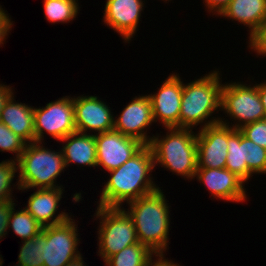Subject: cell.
<instances>
[{
  "instance_id": "ba28073f",
  "label": "cell",
  "mask_w": 266,
  "mask_h": 266,
  "mask_svg": "<svg viewBox=\"0 0 266 266\" xmlns=\"http://www.w3.org/2000/svg\"><path fill=\"white\" fill-rule=\"evenodd\" d=\"M34 132L35 142H43L44 132L58 141L77 132L73 97L65 96L45 107L34 108Z\"/></svg>"
},
{
  "instance_id": "d4e9b609",
  "label": "cell",
  "mask_w": 266,
  "mask_h": 266,
  "mask_svg": "<svg viewBox=\"0 0 266 266\" xmlns=\"http://www.w3.org/2000/svg\"><path fill=\"white\" fill-rule=\"evenodd\" d=\"M22 243L18 263L15 266H43V246L46 244V236L41 232L38 236Z\"/></svg>"
},
{
  "instance_id": "cb8c5ba5",
  "label": "cell",
  "mask_w": 266,
  "mask_h": 266,
  "mask_svg": "<svg viewBox=\"0 0 266 266\" xmlns=\"http://www.w3.org/2000/svg\"><path fill=\"white\" fill-rule=\"evenodd\" d=\"M15 210L14 206L8 222V228H11L23 241L32 239L42 232L43 226L29 212L24 208L19 211L16 210V212Z\"/></svg>"
},
{
  "instance_id": "3957f363",
  "label": "cell",
  "mask_w": 266,
  "mask_h": 266,
  "mask_svg": "<svg viewBox=\"0 0 266 266\" xmlns=\"http://www.w3.org/2000/svg\"><path fill=\"white\" fill-rule=\"evenodd\" d=\"M220 79L219 71L213 70L190 83L185 84L182 81L179 128L193 129L200 124L202 126L200 130L219 122V116L218 118L210 116L215 111H220L223 86Z\"/></svg>"
},
{
  "instance_id": "7a4b0ae2",
  "label": "cell",
  "mask_w": 266,
  "mask_h": 266,
  "mask_svg": "<svg viewBox=\"0 0 266 266\" xmlns=\"http://www.w3.org/2000/svg\"><path fill=\"white\" fill-rule=\"evenodd\" d=\"M159 188L155 192L128 202L127 213L132 218L139 243L153 253L165 255L169 242L170 211L166 196Z\"/></svg>"
},
{
  "instance_id": "7c38bea8",
  "label": "cell",
  "mask_w": 266,
  "mask_h": 266,
  "mask_svg": "<svg viewBox=\"0 0 266 266\" xmlns=\"http://www.w3.org/2000/svg\"><path fill=\"white\" fill-rule=\"evenodd\" d=\"M197 168H225L228 124L220 122L200 129L197 134Z\"/></svg>"
},
{
  "instance_id": "484cf974",
  "label": "cell",
  "mask_w": 266,
  "mask_h": 266,
  "mask_svg": "<svg viewBox=\"0 0 266 266\" xmlns=\"http://www.w3.org/2000/svg\"><path fill=\"white\" fill-rule=\"evenodd\" d=\"M243 161L248 167V180L255 174H266V149L243 135ZM253 174V175H252Z\"/></svg>"
},
{
  "instance_id": "74e56055",
  "label": "cell",
  "mask_w": 266,
  "mask_h": 266,
  "mask_svg": "<svg viewBox=\"0 0 266 266\" xmlns=\"http://www.w3.org/2000/svg\"><path fill=\"white\" fill-rule=\"evenodd\" d=\"M1 257H0V266H2L3 265V259H2V255H0Z\"/></svg>"
},
{
  "instance_id": "5b68a950",
  "label": "cell",
  "mask_w": 266,
  "mask_h": 266,
  "mask_svg": "<svg viewBox=\"0 0 266 266\" xmlns=\"http://www.w3.org/2000/svg\"><path fill=\"white\" fill-rule=\"evenodd\" d=\"M17 162L19 173L17 189H42L63 187L56 179L65 170L62 150L58 152L45 148L42 142H31L20 155Z\"/></svg>"
},
{
  "instance_id": "1f68e13d",
  "label": "cell",
  "mask_w": 266,
  "mask_h": 266,
  "mask_svg": "<svg viewBox=\"0 0 266 266\" xmlns=\"http://www.w3.org/2000/svg\"><path fill=\"white\" fill-rule=\"evenodd\" d=\"M5 12L6 11L0 6V46H2L1 44L6 40V36H8L13 26V22Z\"/></svg>"
},
{
  "instance_id": "6da1fadb",
  "label": "cell",
  "mask_w": 266,
  "mask_h": 266,
  "mask_svg": "<svg viewBox=\"0 0 266 266\" xmlns=\"http://www.w3.org/2000/svg\"><path fill=\"white\" fill-rule=\"evenodd\" d=\"M154 156L149 145H144L136 154L115 170L101 191L98 206L122 207L130 202L149 195L160 187L150 177L154 170Z\"/></svg>"
},
{
  "instance_id": "7402d4cb",
  "label": "cell",
  "mask_w": 266,
  "mask_h": 266,
  "mask_svg": "<svg viewBox=\"0 0 266 266\" xmlns=\"http://www.w3.org/2000/svg\"><path fill=\"white\" fill-rule=\"evenodd\" d=\"M154 255L156 256L146 245L136 243L110 256L105 261V266H149Z\"/></svg>"
},
{
  "instance_id": "83f0119b",
  "label": "cell",
  "mask_w": 266,
  "mask_h": 266,
  "mask_svg": "<svg viewBox=\"0 0 266 266\" xmlns=\"http://www.w3.org/2000/svg\"><path fill=\"white\" fill-rule=\"evenodd\" d=\"M17 171V162L13 159L0 162V202L13 199L11 184Z\"/></svg>"
},
{
  "instance_id": "9c48e42d",
  "label": "cell",
  "mask_w": 266,
  "mask_h": 266,
  "mask_svg": "<svg viewBox=\"0 0 266 266\" xmlns=\"http://www.w3.org/2000/svg\"><path fill=\"white\" fill-rule=\"evenodd\" d=\"M77 228L72 218L64 223L42 228V233L46 236L43 266H65L81 256L77 250L80 243Z\"/></svg>"
},
{
  "instance_id": "8992f818",
  "label": "cell",
  "mask_w": 266,
  "mask_h": 266,
  "mask_svg": "<svg viewBox=\"0 0 266 266\" xmlns=\"http://www.w3.org/2000/svg\"><path fill=\"white\" fill-rule=\"evenodd\" d=\"M96 218L100 219L98 228V255L105 262L125 247L139 243L132 218L124 207L97 206Z\"/></svg>"
},
{
  "instance_id": "ac0fdd59",
  "label": "cell",
  "mask_w": 266,
  "mask_h": 266,
  "mask_svg": "<svg viewBox=\"0 0 266 266\" xmlns=\"http://www.w3.org/2000/svg\"><path fill=\"white\" fill-rule=\"evenodd\" d=\"M13 94L3 105L0 122L27 144L35 142L34 108L25 103H17Z\"/></svg>"
},
{
  "instance_id": "836d02e7",
  "label": "cell",
  "mask_w": 266,
  "mask_h": 266,
  "mask_svg": "<svg viewBox=\"0 0 266 266\" xmlns=\"http://www.w3.org/2000/svg\"><path fill=\"white\" fill-rule=\"evenodd\" d=\"M13 88L6 86V85H2L0 84V115L3 109V105L6 102V100L8 99V97L14 93Z\"/></svg>"
},
{
  "instance_id": "44dd1931",
  "label": "cell",
  "mask_w": 266,
  "mask_h": 266,
  "mask_svg": "<svg viewBox=\"0 0 266 266\" xmlns=\"http://www.w3.org/2000/svg\"><path fill=\"white\" fill-rule=\"evenodd\" d=\"M224 119L220 118L219 122L228 124V150L225 168L247 183L248 167L246 161H243V134L239 129L231 127L229 122Z\"/></svg>"
},
{
  "instance_id": "9a60e30c",
  "label": "cell",
  "mask_w": 266,
  "mask_h": 266,
  "mask_svg": "<svg viewBox=\"0 0 266 266\" xmlns=\"http://www.w3.org/2000/svg\"><path fill=\"white\" fill-rule=\"evenodd\" d=\"M144 0H106L103 22L130 42L138 31Z\"/></svg>"
},
{
  "instance_id": "f1b7e54d",
  "label": "cell",
  "mask_w": 266,
  "mask_h": 266,
  "mask_svg": "<svg viewBox=\"0 0 266 266\" xmlns=\"http://www.w3.org/2000/svg\"><path fill=\"white\" fill-rule=\"evenodd\" d=\"M239 130L246 138L266 149V119L244 125Z\"/></svg>"
},
{
  "instance_id": "277c9868",
  "label": "cell",
  "mask_w": 266,
  "mask_h": 266,
  "mask_svg": "<svg viewBox=\"0 0 266 266\" xmlns=\"http://www.w3.org/2000/svg\"><path fill=\"white\" fill-rule=\"evenodd\" d=\"M165 129L168 131L165 136L153 135L149 144L154 166L160 165L178 176L194 179L197 170V133L185 128Z\"/></svg>"
},
{
  "instance_id": "603a6c76",
  "label": "cell",
  "mask_w": 266,
  "mask_h": 266,
  "mask_svg": "<svg viewBox=\"0 0 266 266\" xmlns=\"http://www.w3.org/2000/svg\"><path fill=\"white\" fill-rule=\"evenodd\" d=\"M78 0H44L45 18L51 23H69L79 13Z\"/></svg>"
},
{
  "instance_id": "d590c367",
  "label": "cell",
  "mask_w": 266,
  "mask_h": 266,
  "mask_svg": "<svg viewBox=\"0 0 266 266\" xmlns=\"http://www.w3.org/2000/svg\"><path fill=\"white\" fill-rule=\"evenodd\" d=\"M258 92L261 99V103L266 113V82L258 84Z\"/></svg>"
},
{
  "instance_id": "5bb4252c",
  "label": "cell",
  "mask_w": 266,
  "mask_h": 266,
  "mask_svg": "<svg viewBox=\"0 0 266 266\" xmlns=\"http://www.w3.org/2000/svg\"><path fill=\"white\" fill-rule=\"evenodd\" d=\"M158 90L156 94H149L154 122L161 121L165 128H179L182 99V81L179 74L169 75Z\"/></svg>"
},
{
  "instance_id": "e0dca14e",
  "label": "cell",
  "mask_w": 266,
  "mask_h": 266,
  "mask_svg": "<svg viewBox=\"0 0 266 266\" xmlns=\"http://www.w3.org/2000/svg\"><path fill=\"white\" fill-rule=\"evenodd\" d=\"M64 187L36 189L28 198L25 210L43 227L58 225L71 218L68 213L58 214L59 202L62 198ZM57 212L58 215H55Z\"/></svg>"
},
{
  "instance_id": "4dcf8cb0",
  "label": "cell",
  "mask_w": 266,
  "mask_h": 266,
  "mask_svg": "<svg viewBox=\"0 0 266 266\" xmlns=\"http://www.w3.org/2000/svg\"><path fill=\"white\" fill-rule=\"evenodd\" d=\"M14 206L15 203L13 199H6L0 202V240L6 237L8 222Z\"/></svg>"
},
{
  "instance_id": "8d00e7d4",
  "label": "cell",
  "mask_w": 266,
  "mask_h": 266,
  "mask_svg": "<svg viewBox=\"0 0 266 266\" xmlns=\"http://www.w3.org/2000/svg\"><path fill=\"white\" fill-rule=\"evenodd\" d=\"M65 266H86L82 256H80L79 258H77L76 260H73L70 263H67Z\"/></svg>"
},
{
  "instance_id": "4316f807",
  "label": "cell",
  "mask_w": 266,
  "mask_h": 266,
  "mask_svg": "<svg viewBox=\"0 0 266 266\" xmlns=\"http://www.w3.org/2000/svg\"><path fill=\"white\" fill-rule=\"evenodd\" d=\"M26 142L15 135L5 124L0 122V152H11L16 154L14 161H17L26 147Z\"/></svg>"
},
{
  "instance_id": "8fae6325",
  "label": "cell",
  "mask_w": 266,
  "mask_h": 266,
  "mask_svg": "<svg viewBox=\"0 0 266 266\" xmlns=\"http://www.w3.org/2000/svg\"><path fill=\"white\" fill-rule=\"evenodd\" d=\"M154 123L152 102L149 95L135 96L130 103L114 118V130L123 135L134 137L144 145H149L152 136H147V127ZM146 129V131H145ZM145 131V132H144Z\"/></svg>"
},
{
  "instance_id": "f546056e",
  "label": "cell",
  "mask_w": 266,
  "mask_h": 266,
  "mask_svg": "<svg viewBox=\"0 0 266 266\" xmlns=\"http://www.w3.org/2000/svg\"><path fill=\"white\" fill-rule=\"evenodd\" d=\"M248 38L249 49H252L257 55L266 57V20Z\"/></svg>"
},
{
  "instance_id": "2e32d148",
  "label": "cell",
  "mask_w": 266,
  "mask_h": 266,
  "mask_svg": "<svg viewBox=\"0 0 266 266\" xmlns=\"http://www.w3.org/2000/svg\"><path fill=\"white\" fill-rule=\"evenodd\" d=\"M195 177L213 198L237 203L247 199L244 181L226 168H197Z\"/></svg>"
},
{
  "instance_id": "d6a6232c",
  "label": "cell",
  "mask_w": 266,
  "mask_h": 266,
  "mask_svg": "<svg viewBox=\"0 0 266 266\" xmlns=\"http://www.w3.org/2000/svg\"><path fill=\"white\" fill-rule=\"evenodd\" d=\"M205 2V3H204ZM231 0H204L203 3L205 4L208 11L213 13V15L216 13L219 15L222 10H224Z\"/></svg>"
},
{
  "instance_id": "ffe728a7",
  "label": "cell",
  "mask_w": 266,
  "mask_h": 266,
  "mask_svg": "<svg viewBox=\"0 0 266 266\" xmlns=\"http://www.w3.org/2000/svg\"><path fill=\"white\" fill-rule=\"evenodd\" d=\"M219 15L249 27L251 36L266 20V0H231Z\"/></svg>"
},
{
  "instance_id": "d6986e66",
  "label": "cell",
  "mask_w": 266,
  "mask_h": 266,
  "mask_svg": "<svg viewBox=\"0 0 266 266\" xmlns=\"http://www.w3.org/2000/svg\"><path fill=\"white\" fill-rule=\"evenodd\" d=\"M60 142H65L61 149L65 167L75 163L87 167L97 166L96 140L93 133L75 132L69 134Z\"/></svg>"
},
{
  "instance_id": "52a82bcc",
  "label": "cell",
  "mask_w": 266,
  "mask_h": 266,
  "mask_svg": "<svg viewBox=\"0 0 266 266\" xmlns=\"http://www.w3.org/2000/svg\"><path fill=\"white\" fill-rule=\"evenodd\" d=\"M220 110L237 121L231 127L240 129L244 125L266 119L261 103L258 84L253 86L245 83H226L221 88Z\"/></svg>"
},
{
  "instance_id": "e575fe53",
  "label": "cell",
  "mask_w": 266,
  "mask_h": 266,
  "mask_svg": "<svg viewBox=\"0 0 266 266\" xmlns=\"http://www.w3.org/2000/svg\"><path fill=\"white\" fill-rule=\"evenodd\" d=\"M157 258L152 260L149 266H180L179 264H175L171 260L165 259L164 255L155 256Z\"/></svg>"
},
{
  "instance_id": "4fadbf2b",
  "label": "cell",
  "mask_w": 266,
  "mask_h": 266,
  "mask_svg": "<svg viewBox=\"0 0 266 266\" xmlns=\"http://www.w3.org/2000/svg\"><path fill=\"white\" fill-rule=\"evenodd\" d=\"M75 127L77 132L87 134L103 133L114 128V117L105 102L97 96L73 97Z\"/></svg>"
},
{
  "instance_id": "30bf717a",
  "label": "cell",
  "mask_w": 266,
  "mask_h": 266,
  "mask_svg": "<svg viewBox=\"0 0 266 266\" xmlns=\"http://www.w3.org/2000/svg\"><path fill=\"white\" fill-rule=\"evenodd\" d=\"M95 140L97 166L108 172L123 165L144 146L138 139L114 129L95 134Z\"/></svg>"
}]
</instances>
